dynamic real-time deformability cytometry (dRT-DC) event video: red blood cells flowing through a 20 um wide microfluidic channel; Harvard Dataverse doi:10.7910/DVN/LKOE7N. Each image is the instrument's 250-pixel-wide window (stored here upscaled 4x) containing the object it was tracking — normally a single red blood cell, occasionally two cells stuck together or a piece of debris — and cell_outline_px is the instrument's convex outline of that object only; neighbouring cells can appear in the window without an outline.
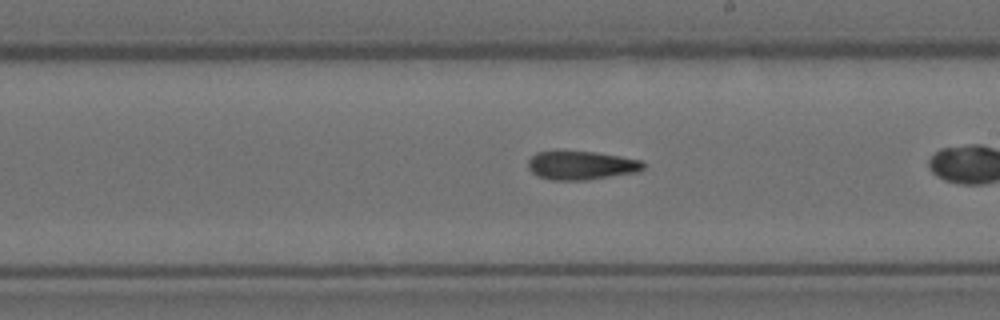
{"species": "Egyptian fruit bat (a non-hibernating species)", "species_latin": "Rousettus aegyptiacus", "temperature_condition": "room temperature", "stored_images_in_passage": 40, "camera_frame_rate_fps": 3000, "um_per_image_px": 0.085, "animal": {"sex": "female"}, "frame": {"image": 1, "passage_image": 17, "time_ms": 5.333, "image_size_px": [1000, 320], "cell_outline_px": [[644, 168], [636, 172], [584, 180], [552, 180], [536, 176], [528, 168], [528, 160], [536, 152], [596, 152], [644, 160]], "centroid_in_image_um": [49.41, 14.06], "position_along_channel_um": 239.6, "area_um2": 19.07}, "authors_computed_cell_mechanics": {"area_um2": 19.1029, "velocity_mm_per_s": 3.7347, "shape_relaxation_time_tau1_ms": 9.5246, "shape_relaxation_time_tau2_ms": 4.9178, "deformation_change_tau1": 0.2206, "deformation_change_tau2": 0.1555}}